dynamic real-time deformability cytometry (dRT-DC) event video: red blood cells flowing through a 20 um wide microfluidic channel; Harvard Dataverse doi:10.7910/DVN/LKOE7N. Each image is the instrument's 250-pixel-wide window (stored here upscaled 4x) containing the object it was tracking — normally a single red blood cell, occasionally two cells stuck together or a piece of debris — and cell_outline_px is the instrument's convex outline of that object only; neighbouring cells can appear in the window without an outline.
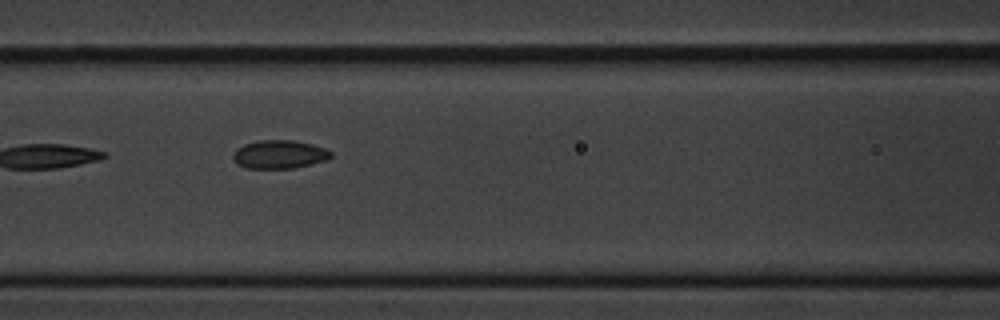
{"species": "common noctule bat (a hibernating species)", "species_latin": "Nyctalus noctula", "temperature_condition": "cold", "stored_images_in_passage": 12, "camera_frame_rate_fps": 3000, "um_per_image_px": 0.085, "animal": {"sex": "male", "body_mass_g": 20.1, "forearm_length_mm": 53.5}, "frame": {"image": 1, "passage_image": 4, "time_ms": 3.667, "image_size_px": [1000, 320], "cell_outline_px": [[332, 156], [324, 160], [312, 164], [292, 168], [244, 168], [236, 164], [232, 160], [232, 156], [236, 148], [244, 144], [260, 140], [292, 140], [312, 144], [324, 148], [332, 152]], "centroid_in_image_um": [23.69, 13.12], "position_along_channel_um": 142.9, "area_um2": 16.24}}
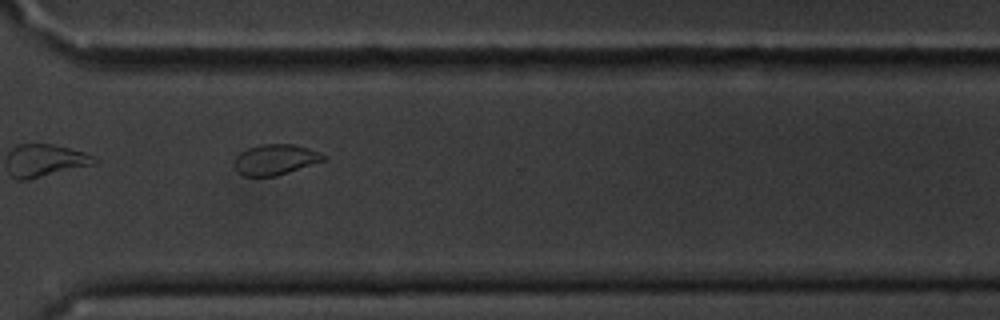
{"frame": {"image": 2, "passage_image": 9, "time_ms": 9.333, "image_size_px": [1000, 320], "cell_outline_px": [[324, 160], [276, 176], [244, 176], [236, 168], [236, 156], [240, 152], [248, 148], [260, 144], [292, 144], [308, 148], [320, 152], [324, 156]], "centroid_in_image_um": [23.39, 13.55], "position_along_channel_um": 347.2, "area_um2": 15.49}}
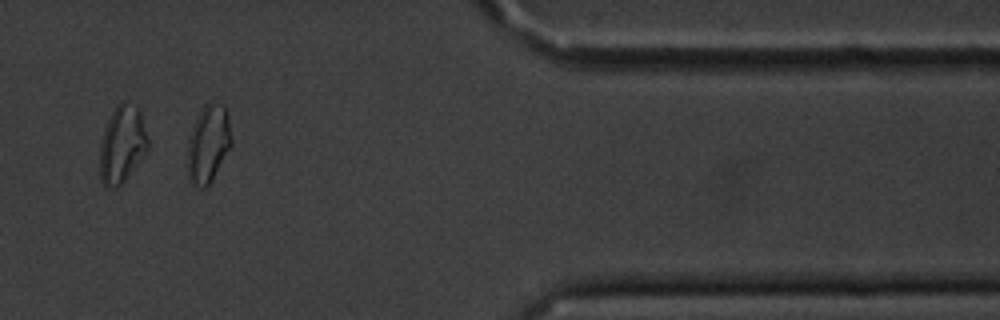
{"frame": {"image": 3, "passage_image": 10, "time_ms": 11.333, "image_size_px": [1000, 320], "cell_outline_px": [[232, 144], [208, 188], [192, 188], [188, 180], [188, 140], [196, 120], [204, 104], [212, 100], [224, 104], [228, 112], [232, 140]], "centroid_in_image_um": [17.72, 12.25], "position_along_channel_um": 393.7, "area_um2": 20.35}, "authors_computed_cell_mechanics": {"area_um2": 16.8487, "velocity_mm_per_s": 3.5996, "shape_relaxation_time_tau1_ms": null, "shape_relaxation_time_tau2_ms": 1.2263, "deformation_change_tau1": null, "deformation_change_tau2": 0.0471}}